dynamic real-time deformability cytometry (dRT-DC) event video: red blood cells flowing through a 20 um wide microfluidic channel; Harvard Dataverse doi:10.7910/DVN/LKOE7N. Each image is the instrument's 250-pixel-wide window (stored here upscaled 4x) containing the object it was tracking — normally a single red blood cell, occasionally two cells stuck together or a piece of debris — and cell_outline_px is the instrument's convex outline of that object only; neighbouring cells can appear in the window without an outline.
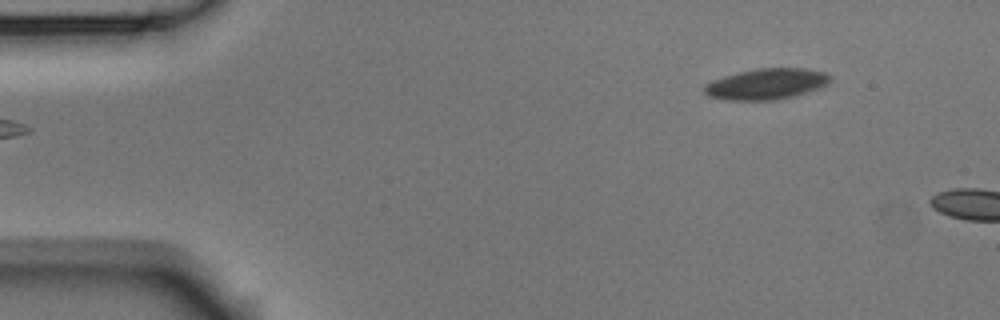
{"species": "Egyptian fruit bat (a non-hibernating species)", "species_latin": "Rousettus aegyptiacus", "temperature_condition": "room temperature", "stored_images_in_passage": 5, "camera_frame_rate_fps": 3000, "um_per_image_px": 0.085, "animal": {"sex": "male"}, "frame": {"image": 1, "passage_image": 5, "time_ms": 1.333, "image_size_px": [1000, 320], "cell_outline_px": [[832, 80], [828, 84], [820, 88], [792, 96], [776, 100], [728, 100], [708, 96], [704, 92], [704, 84], [712, 80], [724, 76], [756, 68], [808, 68], [824, 72], [832, 76]], "centroid_in_image_um": [65.17, 7.13], "position_along_channel_um": 19.8, "area_um2": 22.77}}